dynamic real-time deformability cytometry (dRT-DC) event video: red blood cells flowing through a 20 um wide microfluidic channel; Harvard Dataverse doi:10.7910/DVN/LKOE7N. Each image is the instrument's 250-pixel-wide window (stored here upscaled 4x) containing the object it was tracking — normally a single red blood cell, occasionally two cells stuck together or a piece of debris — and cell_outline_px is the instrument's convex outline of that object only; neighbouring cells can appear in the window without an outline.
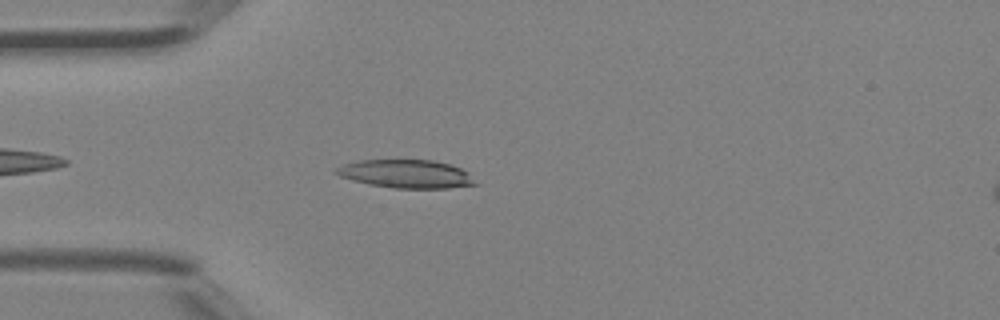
{"species": "Egyptian fruit bat (a non-hibernating species)", "species_latin": "Rousettus aegyptiacus", "temperature_condition": "room temperature", "stored_images_in_passage": 33, "camera_frame_rate_fps": 3000, "um_per_image_px": 0.085, "animal": {"sex": "female"}, "frame": {"image": 1, "passage_image": 5, "time_ms": 1.333, "image_size_px": [1000, 320], "cell_outline_px": [[480, 184], [448, 188], [396, 188], [368, 184], [352, 180], [340, 176], [332, 172], [336, 168], [344, 164], [356, 160], [432, 160], [452, 164], [468, 172]], "centroid_in_image_um": [34.54, 14.78], "position_along_channel_um": 50.5, "area_um2": 23.12}}
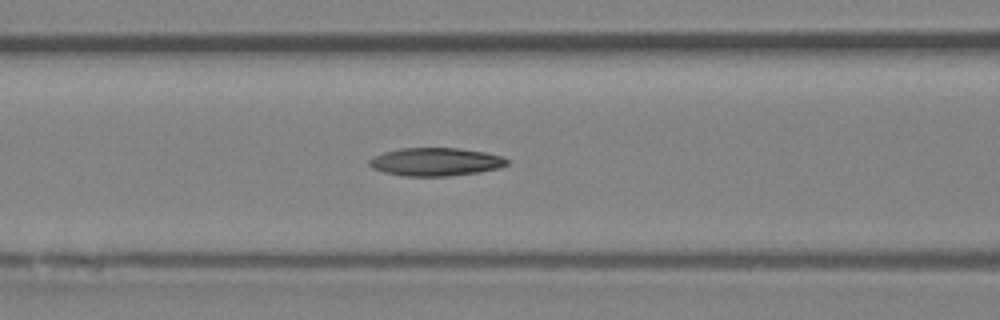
{"frame": {"image": 2, "passage_image": 11, "time_ms": 3.333, "image_size_px": [1000, 320], "cell_outline_px": [[508, 164], [500, 168], [480, 172], [448, 176], [404, 176], [384, 172], [372, 168], [368, 164], [368, 160], [372, 156], [384, 152], [400, 148], [456, 148], [484, 152], [500, 156], [508, 160]], "centroid_in_image_um": [36.99, 13.76], "position_along_channel_um": 129.6, "area_um2": 22.6}}
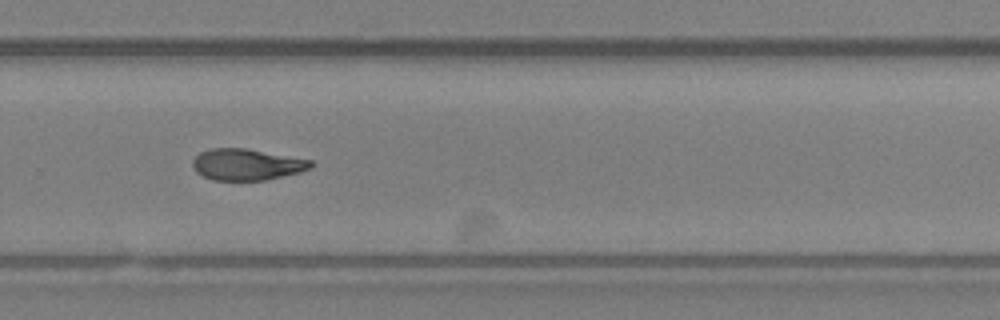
{"frame": {"image": 3, "passage_image": 23, "time_ms": 7.333, "image_size_px": [1000, 320], "cell_outline_px": [[316, 164], [312, 168], [300, 172], [264, 180], [212, 180], [196, 172], [192, 164], [192, 160], [200, 152], [212, 148], [244, 148], [312, 160]], "centroid_in_image_um": [20.99, 13.98], "position_along_channel_um": 308.8, "area_um2": 21.56}, "authors_computed_cell_mechanics": {"area_um2": 22.4264, "velocity_mm_per_s": 4.506, "shape_relaxation_time_tau1_ms": null, "shape_relaxation_time_tau2_ms": 4.0529, "deformation_change_tau1": null, "deformation_change_tau2": 0.1189}}